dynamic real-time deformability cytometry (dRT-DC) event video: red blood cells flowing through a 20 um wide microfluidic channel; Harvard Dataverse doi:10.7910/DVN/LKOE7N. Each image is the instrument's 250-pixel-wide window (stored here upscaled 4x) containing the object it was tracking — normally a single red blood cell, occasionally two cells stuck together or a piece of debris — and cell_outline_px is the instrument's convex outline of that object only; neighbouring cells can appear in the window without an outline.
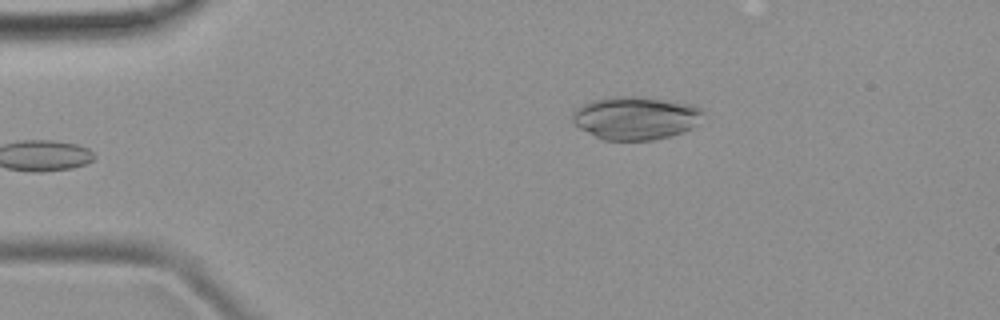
{"species": "common noctule bat (a hibernating species)", "species_latin": "Nyctalus noctula", "temperature_condition": "room temperature", "stored_images_in_passage": 5, "camera_frame_rate_fps": 3000, "um_per_image_px": 0.085, "animal": {"sex": "female", "body_mass_g": 19.9}, "frame": {"image": 1, "passage_image": 5, "time_ms": 4.667, "image_size_px": [1000, 320], "cell_outline_px": [[704, 112], [696, 124], [692, 128], [668, 136], [652, 140], [604, 140], [580, 128], [572, 120], [572, 112], [580, 104], [592, 100], [616, 96], [640, 96], [688, 104], [700, 108]], "centroid_in_image_um": [53.98, 10.02], "position_along_channel_um": 31.0, "area_um2": 32.48}}